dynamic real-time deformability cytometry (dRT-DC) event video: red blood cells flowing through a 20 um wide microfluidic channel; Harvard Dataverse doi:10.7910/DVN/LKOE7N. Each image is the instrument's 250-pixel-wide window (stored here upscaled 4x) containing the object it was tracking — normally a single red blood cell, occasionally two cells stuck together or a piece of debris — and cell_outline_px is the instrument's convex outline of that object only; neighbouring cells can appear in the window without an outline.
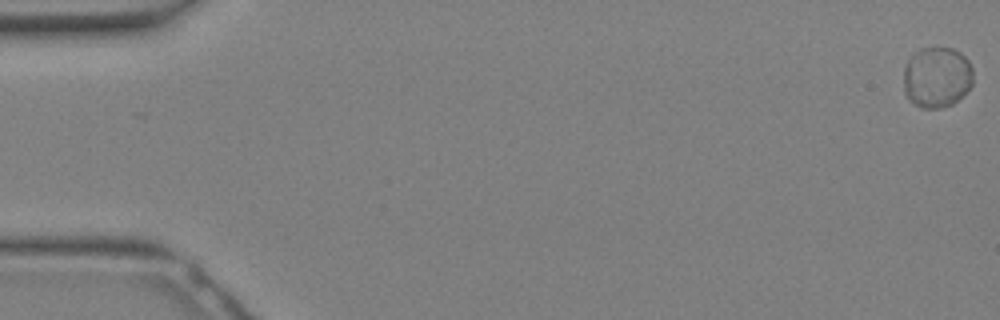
{"species": "Egyptian fruit bat (a non-hibernating species)", "species_latin": "Rousettus aegyptiacus", "temperature_condition": "warm", "stored_images_in_passage": 33, "camera_frame_rate_fps": 3000, "um_per_image_px": 0.085, "animal": {"sex": "female"}, "frame": {"image": 1, "passage_image": 1, "time_ms": 0.0, "image_size_px": [1000, 320], "cell_outline_px": [[972, 84], [964, 96], [952, 104], [940, 108], [920, 108], [908, 100], [904, 92], [904, 64], [912, 52], [920, 48], [952, 48], [960, 52], [968, 60], [972, 68]], "centroid_in_image_um": [79.61, 6.56], "position_along_channel_um": 5.4, "area_um2": 25.14}}
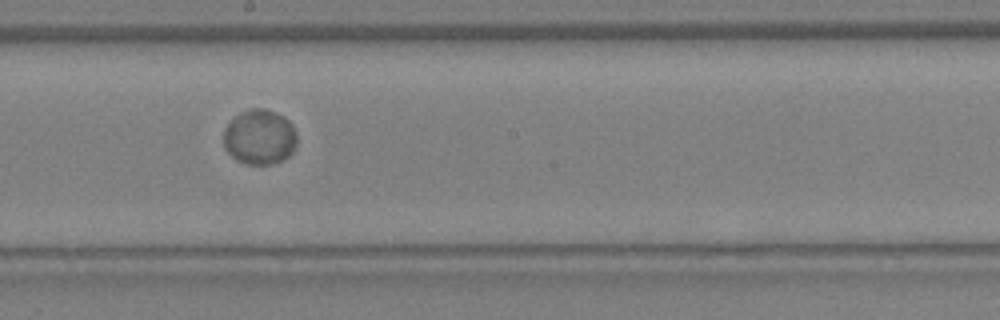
{"frame": {"image": 2, "passage_image": 19, "time_ms": 6.0, "image_size_px": [1000, 320], "cell_outline_px": [[296, 144], [292, 152], [288, 156], [280, 160], [268, 164], [248, 164], [236, 160], [224, 148], [224, 128], [240, 112], [252, 108], [264, 108], [276, 112], [284, 116], [292, 124], [296, 132]], "centroid_in_image_um": [22.06, 11.63], "position_along_channel_um": 226.1, "area_um2": 23.47}}
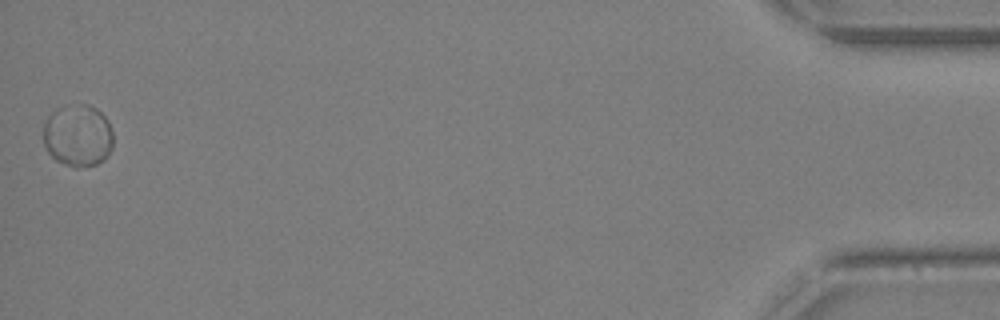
{"frame": {"image": 3, "passage_image": 33, "time_ms": 10.667, "image_size_px": [1000, 320], "cell_outline_px": [[112, 148], [104, 160], [96, 164], [76, 168], [64, 164], [56, 160], [48, 152], [44, 144], [44, 124], [48, 116], [52, 112], [80, 104], [88, 104], [96, 108], [108, 120], [112, 132]], "centroid_in_image_um": [6.64, 11.55], "position_along_channel_um": 428.6, "area_um2": 25.03}}